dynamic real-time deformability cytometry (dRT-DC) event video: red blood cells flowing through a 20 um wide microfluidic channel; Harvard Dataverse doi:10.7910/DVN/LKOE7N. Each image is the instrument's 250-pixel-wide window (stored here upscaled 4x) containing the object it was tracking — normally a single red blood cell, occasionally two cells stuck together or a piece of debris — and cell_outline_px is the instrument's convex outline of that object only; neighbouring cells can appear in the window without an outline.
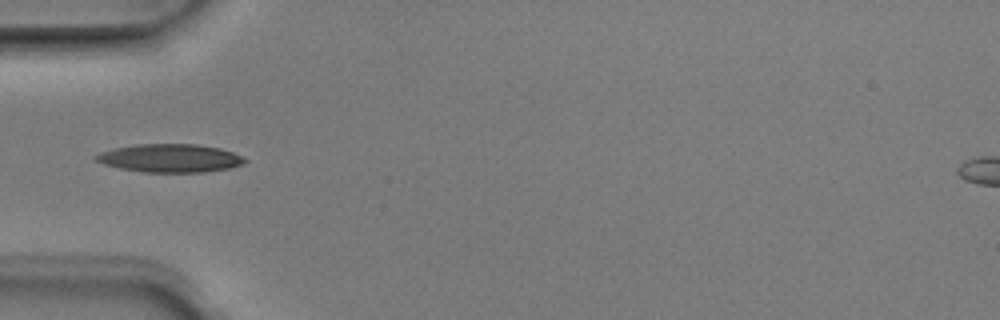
{"species": "Egyptian fruit bat (a non-hibernating species)", "species_latin": "Rousettus aegyptiacus", "temperature_condition": "room temperature", "stored_images_in_passage": 4, "camera_frame_rate_fps": 3000, "um_per_image_px": 0.085, "animal": {"sex": "male"}, "frame": {"image": 1, "passage_image": 3, "time_ms": 0.667, "image_size_px": [1000, 320], "cell_outline_px": [[248, 160], [244, 164], [228, 168], [204, 172], [144, 172], [120, 168], [104, 164], [96, 160], [92, 156], [100, 152], [116, 148], [136, 144], [196, 144], [220, 148], [232, 152]], "centroid_in_image_um": [14.45, 13.44], "position_along_channel_um": 70.6, "area_um2": 24.39}}
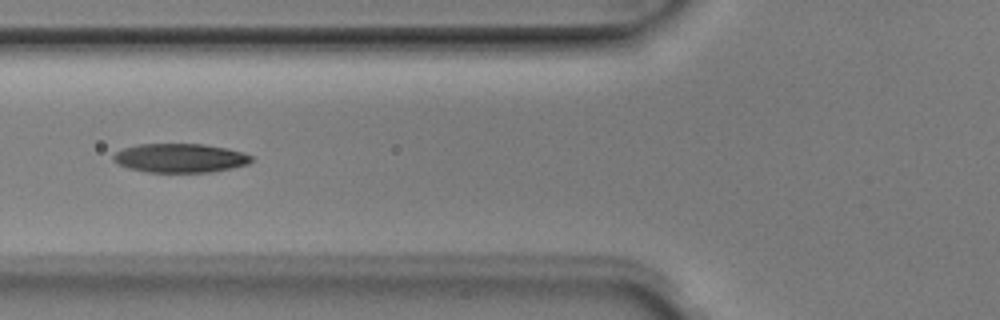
{"frame": {"image": 2, "passage_image": 4, "time_ms": 1.0, "image_size_px": [1000, 320], "cell_outline_px": [[252, 160], [248, 164], [232, 168], [212, 172], [148, 172], [128, 168], [112, 160], [112, 156], [116, 152], [124, 148], [136, 144], [204, 144], [244, 152], [252, 156]], "centroid_in_image_um": [15.31, 13.43], "position_along_channel_um": 110.5, "area_um2": 23.29}}